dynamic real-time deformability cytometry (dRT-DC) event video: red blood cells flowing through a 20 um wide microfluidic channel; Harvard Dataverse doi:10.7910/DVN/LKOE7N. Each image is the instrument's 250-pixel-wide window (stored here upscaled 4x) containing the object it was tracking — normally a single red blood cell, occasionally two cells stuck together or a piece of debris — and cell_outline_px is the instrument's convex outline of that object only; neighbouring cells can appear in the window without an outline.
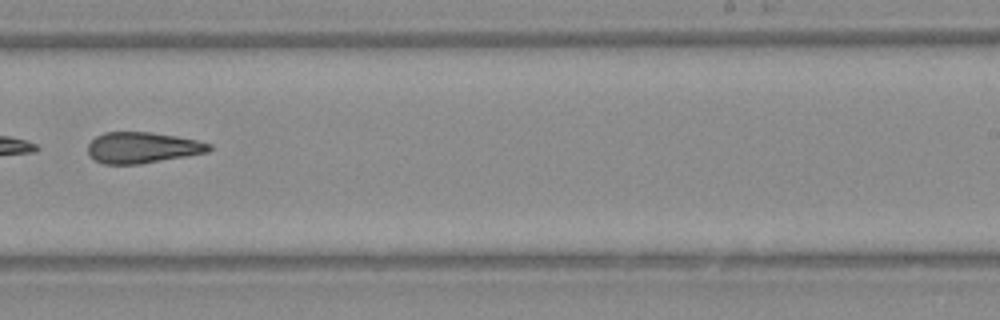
{"species": "Egyptian fruit bat (a non-hibernating species)", "species_latin": "Rousettus aegyptiacus", "temperature_condition": "warm", "stored_images_in_passage": 33, "camera_frame_rate_fps": 3000, "um_per_image_px": 0.085, "animal": {"sex": "female"}, "frame": {"image": 1, "passage_image": 19, "time_ms": 6.0, "image_size_px": [1000, 320], "cell_outline_px": [[212, 148], [208, 152], [140, 164], [104, 164], [88, 156], [88, 144], [96, 136], [104, 132], [152, 132], [176, 136], [196, 140], [212, 144]], "centroid_in_image_um": [12.09, 12.54], "position_along_channel_um": 276.9, "area_um2": 21.91}}